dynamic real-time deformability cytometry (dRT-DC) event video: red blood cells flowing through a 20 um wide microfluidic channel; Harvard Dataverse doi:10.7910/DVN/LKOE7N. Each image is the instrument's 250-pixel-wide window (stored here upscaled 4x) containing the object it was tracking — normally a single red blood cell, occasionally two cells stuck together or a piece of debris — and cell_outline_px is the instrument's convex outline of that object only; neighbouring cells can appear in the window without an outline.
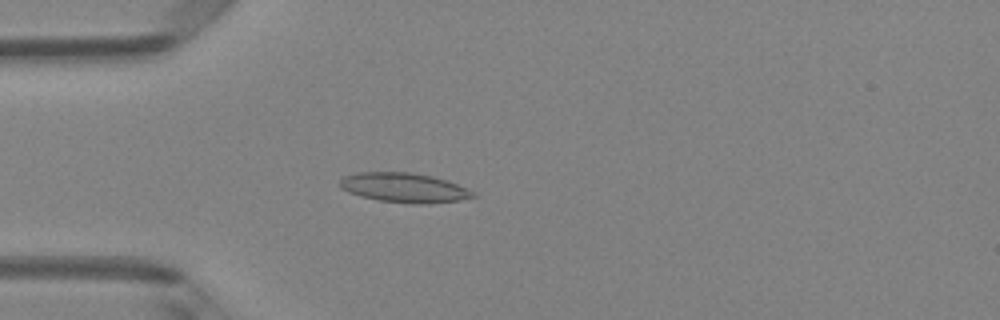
{"species": "Egyptian fruit bat (a non-hibernating species)", "species_latin": "Rousettus aegyptiacus", "temperature_condition": "room temperature", "stored_images_in_passage": 4, "camera_frame_rate_fps": 3000, "um_per_image_px": 0.085, "animal": {"sex": "female"}, "frame": {"image": 1, "passage_image": 4, "time_ms": 1.0, "image_size_px": [1000, 320], "cell_outline_px": [[476, 196], [460, 200], [428, 204], [412, 204], [376, 200], [360, 196], [348, 192], [340, 188], [340, 180], [344, 176], [360, 172], [408, 172], [432, 176], [456, 184], [476, 192]], "centroid_in_image_um": [34.34, 15.97], "position_along_channel_um": 50.7, "area_um2": 22.95}}